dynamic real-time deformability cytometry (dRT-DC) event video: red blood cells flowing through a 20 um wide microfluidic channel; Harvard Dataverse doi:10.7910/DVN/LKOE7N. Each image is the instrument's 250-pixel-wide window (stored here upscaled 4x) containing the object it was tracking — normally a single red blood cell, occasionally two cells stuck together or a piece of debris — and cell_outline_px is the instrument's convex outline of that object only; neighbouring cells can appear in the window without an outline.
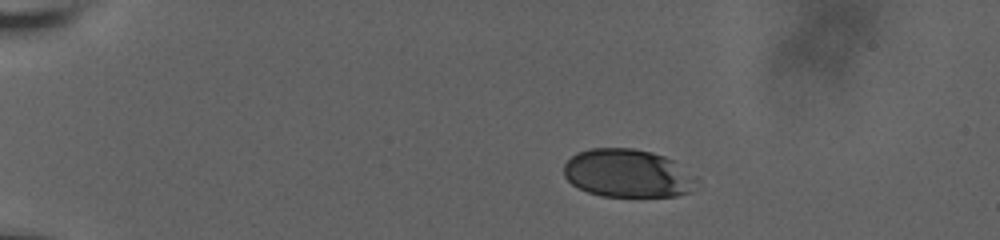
{"species": "human", "species_latin": "Homo sapiens", "temperature_condition": "room temperature", "stored_images_in_passage": 11, "camera_frame_rate_fps": 3000, "um_per_image_px": 0.085, "donor": {"sex": "male"}, "frame": {"image": 1, "passage_image": 1, "time_ms": 0.0, "image_size_px": [1000, 240], "cell_outline_px": [[692, 192], [676, 196], [600, 196], [588, 192], [572, 184], [564, 176], [564, 164], [576, 152], [592, 148], [632, 148], [652, 152], [664, 156], [672, 160], [692, 188]], "centroid_in_image_um": [53.15, 14.72], "position_along_channel_um": 31.9, "area_um2": 35.89}}
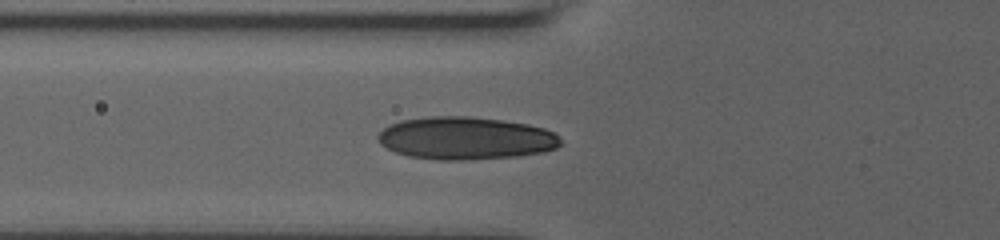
{"frame": {"image": 2, "passage_image": 10, "time_ms": 4.0, "image_size_px": [1000, 240], "cell_outline_px": [[560, 144], [556, 148], [544, 152], [516, 156], [468, 160], [440, 160], [408, 156], [396, 152], [380, 144], [376, 140], [376, 136], [388, 124], [400, 120], [432, 116], [468, 116], [504, 120], [528, 124], [544, 128], [560, 136]], "centroid_in_image_um": [39.56, 11.74], "position_along_channel_um": 86.2, "area_um2": 45.66}}